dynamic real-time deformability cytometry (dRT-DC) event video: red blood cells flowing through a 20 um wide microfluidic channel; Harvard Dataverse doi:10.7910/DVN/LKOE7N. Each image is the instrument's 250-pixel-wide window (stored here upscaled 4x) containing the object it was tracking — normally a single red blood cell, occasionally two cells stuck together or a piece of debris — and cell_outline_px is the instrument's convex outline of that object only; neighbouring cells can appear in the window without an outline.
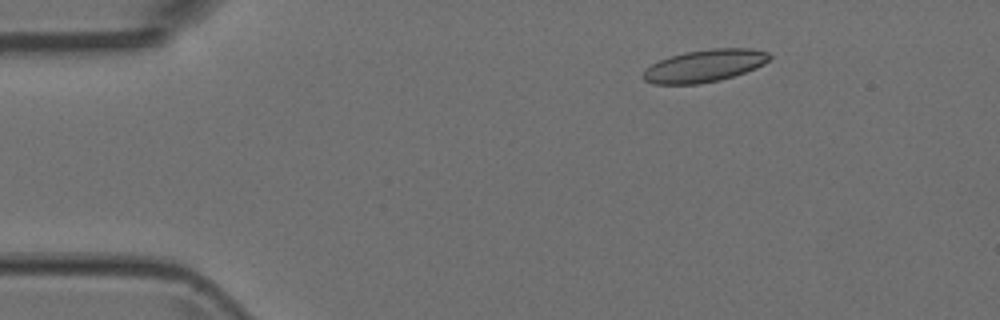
{"species": "Egyptian fruit bat (a non-hibernating species)", "species_latin": "Rousettus aegyptiacus", "temperature_condition": "room temperature", "stored_images_in_passage": 5, "camera_frame_rate_fps": 3000, "um_per_image_px": 0.085, "animal": {"sex": "female"}, "frame": {"image": 1, "passage_image": 3, "time_ms": 0.667, "image_size_px": [1000, 320], "cell_outline_px": [[772, 56], [764, 64], [756, 68], [720, 80], [700, 84], [652, 84], [644, 80], [640, 76], [644, 68], [668, 56], [684, 52], [712, 48], [752, 48], [768, 52]], "centroid_in_image_um": [59.84, 5.59], "position_along_channel_um": 25.2, "area_um2": 24.1}}